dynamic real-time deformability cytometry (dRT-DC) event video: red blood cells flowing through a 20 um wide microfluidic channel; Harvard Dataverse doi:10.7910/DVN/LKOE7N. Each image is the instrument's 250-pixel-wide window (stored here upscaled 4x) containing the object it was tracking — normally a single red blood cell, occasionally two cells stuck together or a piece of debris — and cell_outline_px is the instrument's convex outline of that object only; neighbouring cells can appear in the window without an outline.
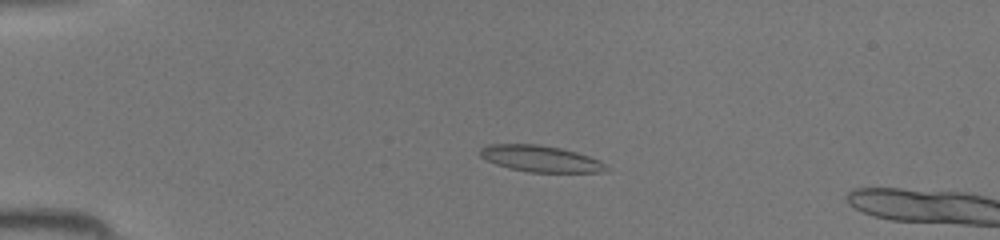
{"species": "common noctule bat (a hibernating species)", "species_latin": "Nyctalus noctula", "temperature_condition": "room temperature", "stored_images_in_passage": 9, "camera_frame_rate_fps": 3000, "um_per_image_px": 0.085, "animal": {"sex": "female", "body_mass_g": 19.5, "forearm_length_mm": 54.1}, "frame": {"image": 1, "passage_image": 7, "time_ms": 2.0, "image_size_px": [1000, 240], "cell_outline_px": [[608, 168], [604, 172], [528, 172], [508, 168], [496, 164], [480, 156], [480, 148], [488, 144], [536, 144], [560, 148], [576, 152], [600, 160]], "centroid_in_image_um": [45.93, 13.49], "position_along_channel_um": 39.1, "area_um2": 19.25}}